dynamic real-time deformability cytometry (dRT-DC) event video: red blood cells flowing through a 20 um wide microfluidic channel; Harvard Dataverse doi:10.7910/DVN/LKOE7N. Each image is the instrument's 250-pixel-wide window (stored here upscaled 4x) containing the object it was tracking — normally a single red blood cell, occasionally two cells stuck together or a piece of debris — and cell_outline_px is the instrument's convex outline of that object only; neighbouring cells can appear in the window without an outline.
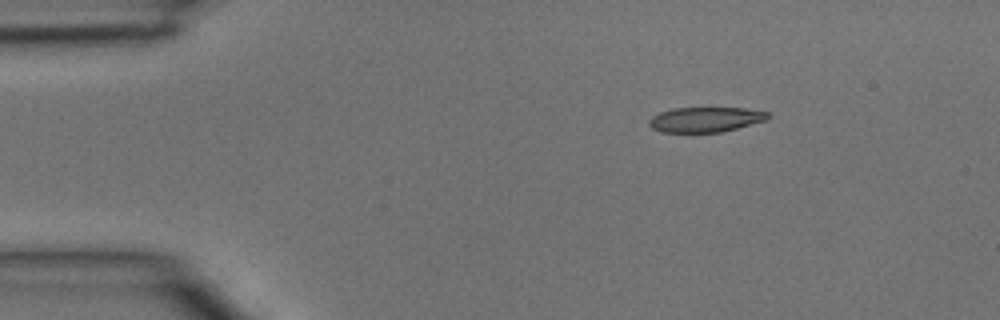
{"species": "common noctule bat (a hibernating species)", "species_latin": "Nyctalus noctula", "temperature_condition": "room temperature", "stored_images_in_passage": 4, "camera_frame_rate_fps": 3000, "um_per_image_px": 0.085, "animal": {"sex": "male", "body_mass_g": 15.6}, "frame": {"image": 1, "passage_image": 2, "time_ms": 0.333, "image_size_px": [1000, 320], "cell_outline_px": [[768, 120], [720, 132], [660, 132], [652, 128], [648, 124], [648, 120], [652, 116], [660, 112], [672, 108], [744, 108], [768, 112]], "centroid_in_image_um": [59.93, 10.16], "position_along_channel_um": 25.1, "area_um2": 17.28}}
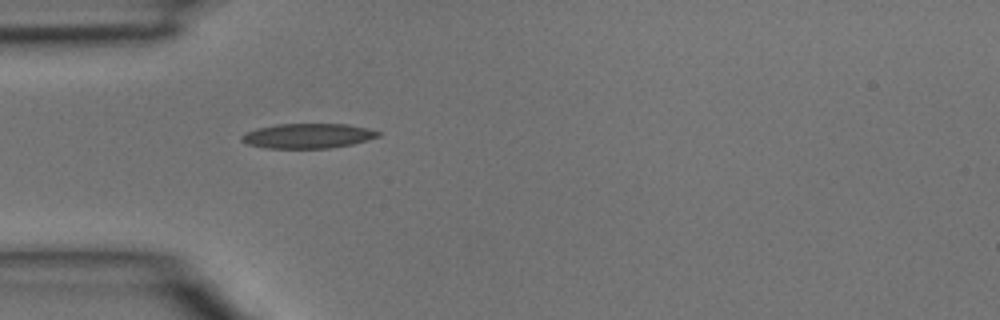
{"frame": {"image": 2, "passage_image": 4, "time_ms": 1.0, "image_size_px": [1000, 320], "cell_outline_px": [[380, 136], [352, 144], [328, 148], [268, 148], [248, 144], [240, 140], [240, 136], [244, 132], [256, 128], [276, 124], [348, 124], [380, 132]], "centroid_in_image_um": [26.1, 11.54], "position_along_channel_um": 58.9, "area_um2": 19.65}}